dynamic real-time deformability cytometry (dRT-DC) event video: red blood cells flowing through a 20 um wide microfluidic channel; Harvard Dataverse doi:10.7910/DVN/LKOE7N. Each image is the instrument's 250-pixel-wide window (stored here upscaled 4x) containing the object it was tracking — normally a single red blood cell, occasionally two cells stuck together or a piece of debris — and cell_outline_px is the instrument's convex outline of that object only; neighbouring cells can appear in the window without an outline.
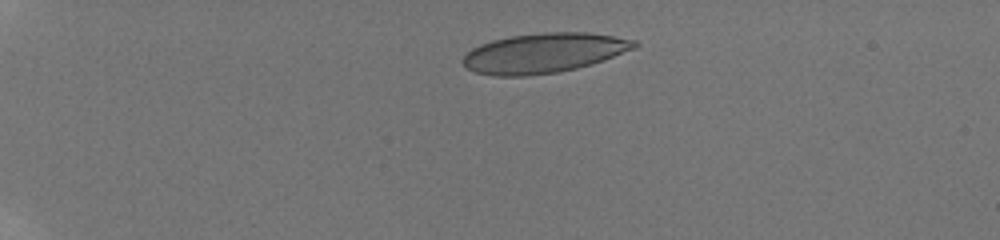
{"species": "human", "species_latin": "Homo sapiens", "temperature_condition": "room temperature", "stored_images_in_passage": 17, "camera_frame_rate_fps": 3000, "um_per_image_px": 0.085, "donor": {"sex": "male"}, "frame": {"image": 1, "passage_image": 1, "time_ms": 0.0, "image_size_px": [1000, 240], "cell_outline_px": [[640, 44], [636, 48], [592, 64], [576, 68], [556, 72], [524, 76], [492, 76], [476, 72], [468, 68], [460, 60], [472, 48], [480, 44], [492, 40], [512, 36], [544, 32], [588, 32], [636, 40]], "centroid_in_image_um": [46.23, 4.5], "position_along_channel_um": 38.8, "area_um2": 39.65}}
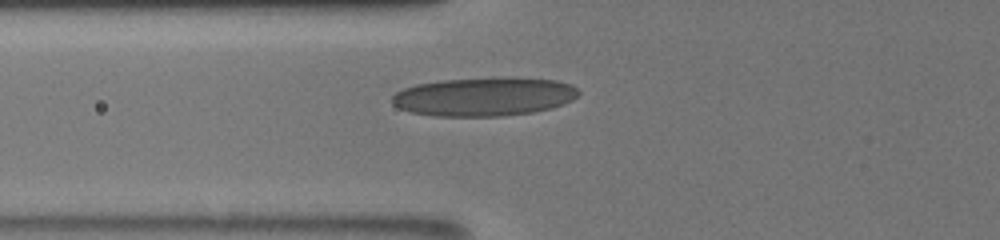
{"frame": {"image": 2, "passage_image": 12, "time_ms": 3.333, "image_size_px": [1000, 240], "cell_outline_px": [[580, 92], [572, 100], [564, 104], [552, 108], [532, 112], [500, 116], [432, 116], [408, 112], [392, 104], [392, 96], [396, 92], [404, 88], [416, 84], [440, 80], [512, 76], [556, 80], [568, 84], [576, 88]], "centroid_in_image_um": [41.13, 8.2], "position_along_channel_um": 84.7, "area_um2": 42.48}}